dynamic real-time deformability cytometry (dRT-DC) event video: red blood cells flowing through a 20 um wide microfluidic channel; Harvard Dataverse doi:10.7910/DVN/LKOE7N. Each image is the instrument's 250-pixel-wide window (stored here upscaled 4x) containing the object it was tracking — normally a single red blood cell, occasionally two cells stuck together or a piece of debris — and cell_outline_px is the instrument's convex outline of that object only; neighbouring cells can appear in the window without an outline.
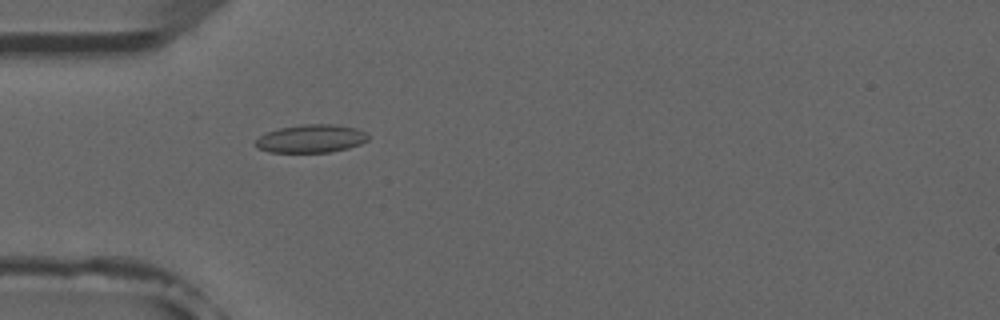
{"species": "common noctule bat (a hibernating species)", "species_latin": "Nyctalus noctula", "temperature_condition": "room temperature", "stored_images_in_passage": 2, "camera_frame_rate_fps": 3000, "um_per_image_px": 0.085, "animal": {"sex": "male", "forearm_length_mm": 52.5}, "frame": {"image": 1, "passage_image": 2, "time_ms": 1.333, "image_size_px": [1000, 320], "cell_outline_px": [[368, 140], [360, 144], [348, 148], [328, 152], [268, 152], [260, 148], [256, 144], [256, 140], [260, 136], [268, 132], [280, 128], [304, 124], [336, 124], [356, 128], [364, 132], [368, 136]], "centroid_in_image_um": [26.47, 11.78], "position_along_channel_um": 58.5, "area_um2": 18.21}}